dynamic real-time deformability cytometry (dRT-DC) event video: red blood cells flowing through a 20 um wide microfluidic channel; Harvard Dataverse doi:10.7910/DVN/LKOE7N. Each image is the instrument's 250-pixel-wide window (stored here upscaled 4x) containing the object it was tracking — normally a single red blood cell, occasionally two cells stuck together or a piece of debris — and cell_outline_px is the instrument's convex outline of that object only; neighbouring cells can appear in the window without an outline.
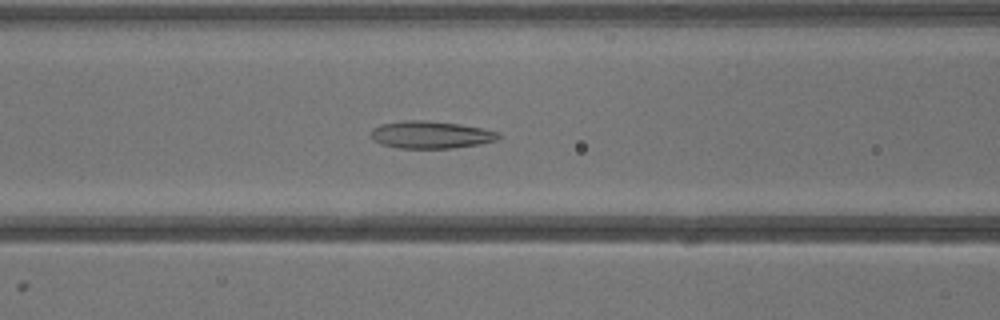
{"species": "common noctule bat (a hibernating species)", "species_latin": "Nyctalus noctula", "temperature_condition": "warm", "stored_images_in_passage": 32, "camera_frame_rate_fps": 3000, "um_per_image_px": 0.085, "animal": {"sex": "male", "body_mass_g": 13.3}, "frame": {"image": 1, "passage_image": 9, "time_ms": 2.667, "image_size_px": [1000, 320], "cell_outline_px": [[500, 136], [496, 140], [480, 144], [452, 148], [400, 148], [384, 144], [372, 140], [372, 128], [380, 124], [404, 120], [424, 120], [460, 124], [484, 128], [500, 132]], "centroid_in_image_um": [36.64, 11.44], "position_along_channel_um": 130.0, "area_um2": 20.35}}
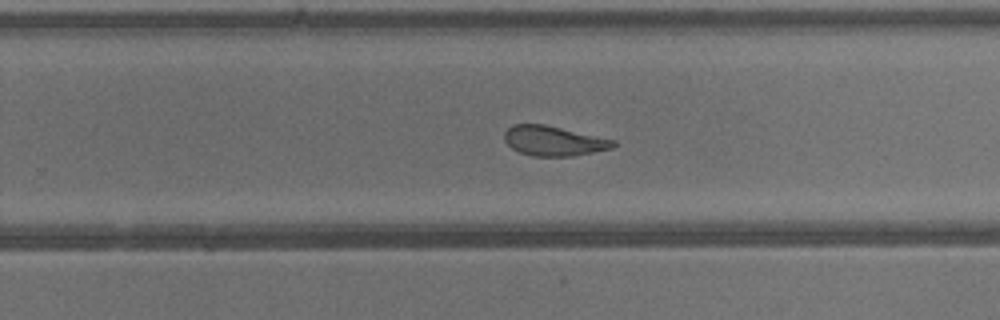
{"frame": {"image": 2, "passage_image": 18, "time_ms": 5.667, "image_size_px": [1000, 320], "cell_outline_px": [[616, 144], [612, 148], [572, 156], [532, 156], [520, 152], [512, 148], [504, 140], [504, 132], [512, 124], [544, 124], [616, 140]], "centroid_in_image_um": [47.04, 11.97], "position_along_channel_um": 282.8, "area_um2": 18.84}}
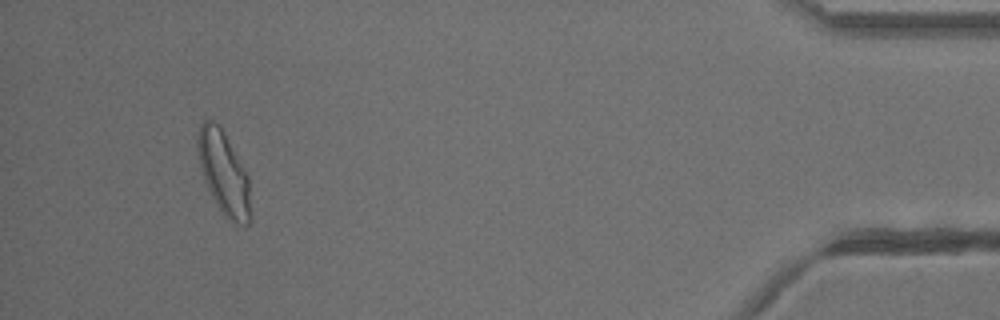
{"frame": {"image": 3, "passage_image": 30, "time_ms": 9.667, "image_size_px": [1000, 320], "cell_outline_px": [[252, 220], [248, 224], [240, 224], [228, 220], [212, 196], [204, 180], [200, 168], [196, 148], [196, 140], [200, 124], [204, 120], [212, 120], [220, 128], [248, 176]], "centroid_in_image_um": [19.0, 14.74], "position_along_channel_um": 416.2, "area_um2": 25.2}}